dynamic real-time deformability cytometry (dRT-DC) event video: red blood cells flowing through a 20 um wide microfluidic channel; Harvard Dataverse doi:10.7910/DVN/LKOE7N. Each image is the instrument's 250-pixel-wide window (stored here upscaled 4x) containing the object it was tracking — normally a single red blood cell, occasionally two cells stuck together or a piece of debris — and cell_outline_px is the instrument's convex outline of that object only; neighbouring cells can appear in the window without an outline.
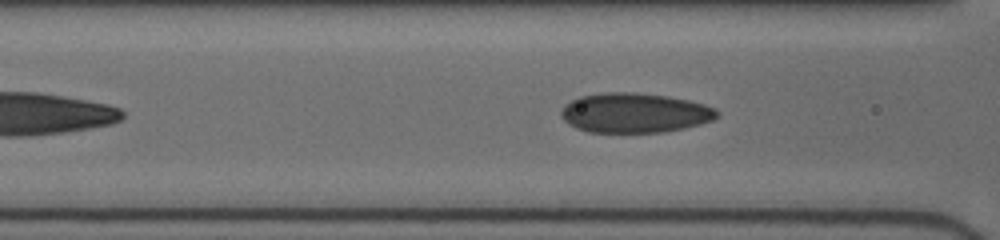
{"species": "human", "species_latin": "Homo sapiens", "temperature_condition": "cold", "stored_images_in_passage": 25, "camera_frame_rate_fps": 3000, "um_per_image_px": 0.085, "donor": {"sex": "female"}, "frame": {"image": 1, "passage_image": 11, "time_ms": 3.667, "image_size_px": [1000, 240], "cell_outline_px": [[720, 116], [712, 120], [700, 124], [684, 128], [664, 132], [588, 132], [576, 128], [568, 124], [560, 116], [560, 112], [564, 104], [580, 96], [600, 92], [636, 92], [668, 96], [688, 100], [704, 104], [716, 108], [720, 112]], "centroid_in_image_um": [53.94, 9.59], "position_along_channel_um": 112.7, "area_um2": 36.47}}
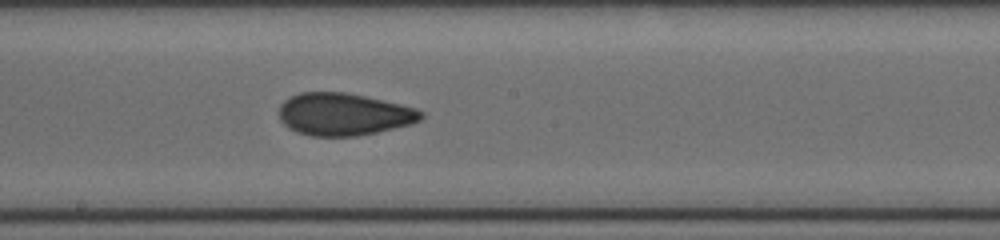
{"frame": {"image": 2, "passage_image": 19, "time_ms": 6.333, "image_size_px": [1000, 240], "cell_outline_px": [[424, 116], [420, 120], [412, 124], [376, 132], [356, 136], [312, 136], [296, 132], [288, 128], [280, 120], [280, 104], [288, 96], [300, 92], [344, 92], [364, 96], [400, 104], [416, 108], [424, 112]], "centroid_in_image_um": [29.2, 9.71], "position_along_channel_um": 219.0, "area_um2": 35.14}}
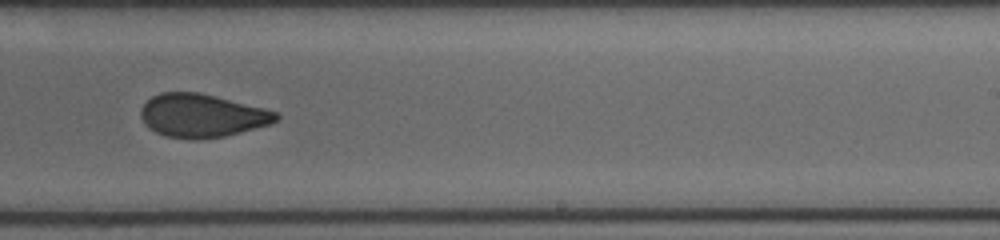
{"frame": {"image": 3, "passage_image": 23, "time_ms": 7.667, "image_size_px": [1000, 240], "cell_outline_px": [[280, 116], [272, 124], [224, 136], [200, 140], [196, 140], [164, 136], [156, 132], [140, 116], [140, 108], [152, 96], [160, 92], [200, 92], [280, 112]], "centroid_in_image_um": [17.19, 9.82], "position_along_channel_um": 271.8, "area_um2": 34.16}}